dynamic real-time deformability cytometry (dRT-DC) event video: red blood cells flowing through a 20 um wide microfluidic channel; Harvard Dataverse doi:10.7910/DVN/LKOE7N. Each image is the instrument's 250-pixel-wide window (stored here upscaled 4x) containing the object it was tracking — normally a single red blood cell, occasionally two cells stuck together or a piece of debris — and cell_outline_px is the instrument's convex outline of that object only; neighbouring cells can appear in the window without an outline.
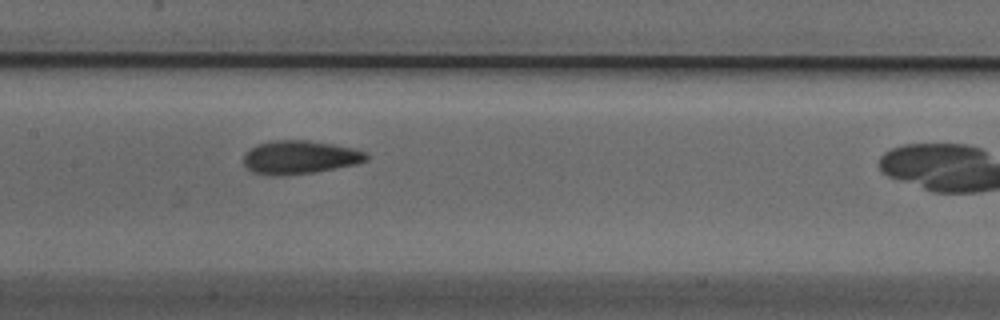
{"species": "Egyptian fruit bat (a non-hibernating species)", "species_latin": "Rousettus aegyptiacus", "temperature_condition": "cold", "stored_images_in_passage": 26, "camera_frame_rate_fps": 3000, "um_per_image_px": 0.085, "animal": {"sex": "male"}, "frame": {"image": 1, "passage_image": 22, "time_ms": 7.0, "image_size_px": [1000, 320], "cell_outline_px": [[368, 160], [356, 164], [312, 172], [280, 176], [276, 176], [252, 172], [244, 164], [244, 152], [248, 148], [256, 144], [272, 140], [308, 140], [332, 144], [352, 148], [368, 152]], "centroid_in_image_um": [25.45, 13.35], "position_along_channel_um": 182.0, "area_um2": 23.99}}